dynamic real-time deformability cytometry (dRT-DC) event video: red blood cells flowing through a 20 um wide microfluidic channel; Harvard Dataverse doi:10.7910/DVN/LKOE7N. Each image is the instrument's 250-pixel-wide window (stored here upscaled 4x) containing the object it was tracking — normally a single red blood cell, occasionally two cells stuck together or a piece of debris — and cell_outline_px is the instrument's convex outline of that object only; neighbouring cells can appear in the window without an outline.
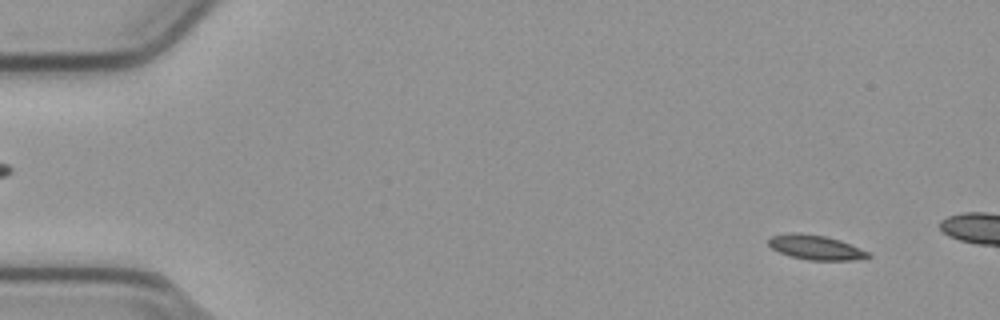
{"species": "common noctule bat (a hibernating species)", "species_latin": "Nyctalus noctula", "temperature_condition": "cold", "stored_images_in_passage": 13, "camera_frame_rate_fps": 3000, "um_per_image_px": 0.085, "animal": {"sex": "male", "body_mass_g": 23.1, "forearm_length_mm": 52.7}, "frame": {"image": 1, "passage_image": 4, "time_ms": 1.0, "image_size_px": [1000, 320], "cell_outline_px": [[872, 256], [852, 260], [808, 260], [792, 256], [780, 252], [772, 248], [768, 244], [768, 240], [772, 236], [792, 232], [796, 232], [824, 236], [840, 240], [868, 252]], "centroid_in_image_um": [69.31, 21.02], "position_along_channel_um": 15.7, "area_um2": 13.99}}